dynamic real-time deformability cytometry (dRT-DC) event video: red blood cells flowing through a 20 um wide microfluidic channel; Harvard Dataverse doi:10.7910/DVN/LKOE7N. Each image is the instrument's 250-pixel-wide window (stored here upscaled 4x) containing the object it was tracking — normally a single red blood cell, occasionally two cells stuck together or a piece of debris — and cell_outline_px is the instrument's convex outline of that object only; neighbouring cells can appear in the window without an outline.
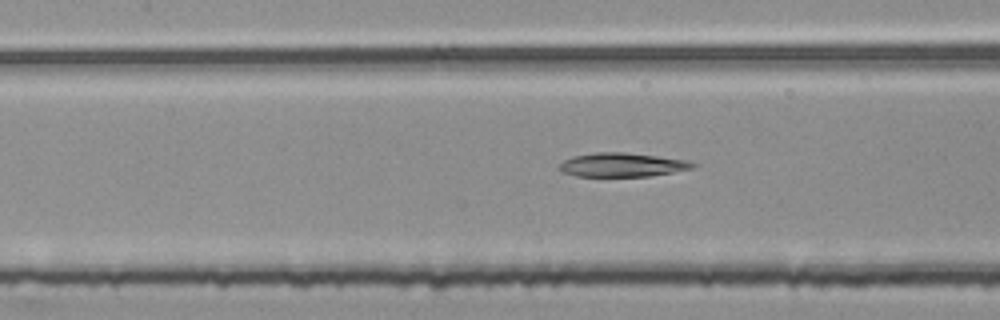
{"species": "common noctule bat (a hibernating species)", "species_latin": "Nyctalus noctula", "temperature_condition": "room temperature", "stored_images_in_passage": 49, "camera_frame_rate_fps": 3000, "um_per_image_px": 0.085, "animal": {"sex": "female", "body_mass_g": 25.1}, "frame": {"image": 1, "passage_image": 19, "time_ms": 6.0, "image_size_px": [1000, 320], "cell_outline_px": [[696, 164], [692, 168], [672, 172], [648, 176], [576, 176], [560, 172], [556, 168], [564, 160], [572, 156], [596, 152], [624, 152], [656, 156], [684, 160]], "centroid_in_image_um": [52.78, 14.01], "position_along_channel_um": 154.6, "area_um2": 18.44}}
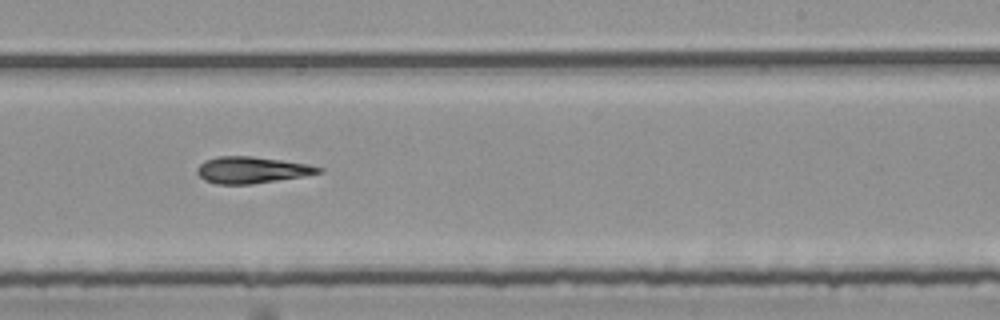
{"frame": {"image": 2, "passage_image": 28, "time_ms": 9.0, "image_size_px": [1000, 320], "cell_outline_px": [[324, 172], [304, 176], [252, 184], [220, 184], [204, 180], [196, 172], [196, 168], [204, 160], [216, 156], [252, 156], [308, 164], [324, 168]], "centroid_in_image_um": [21.4, 14.44], "position_along_channel_um": 267.6, "area_um2": 18.84}}
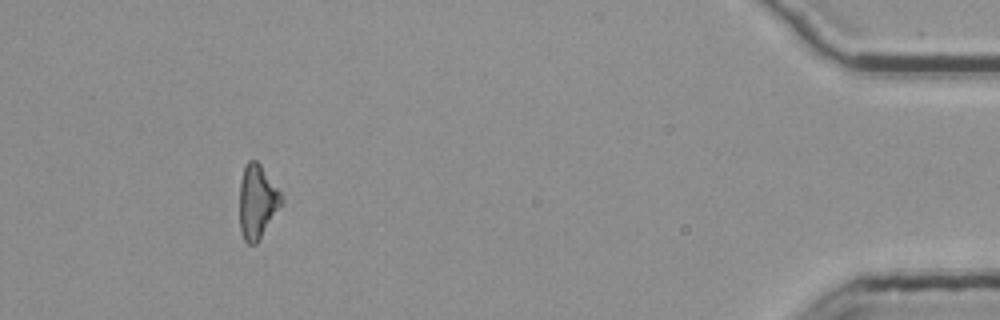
{"frame": {"image": 3, "passage_image": 45, "time_ms": 14.667, "image_size_px": [1000, 320], "cell_outline_px": [[284, 200], [256, 244], [248, 244], [244, 240], [240, 228], [240, 180], [244, 164], [248, 160], [256, 160], [260, 164], [280, 192]], "centroid_in_image_um": [21.84, 17.11], "position_along_channel_um": 413.4, "area_um2": 17.8}}